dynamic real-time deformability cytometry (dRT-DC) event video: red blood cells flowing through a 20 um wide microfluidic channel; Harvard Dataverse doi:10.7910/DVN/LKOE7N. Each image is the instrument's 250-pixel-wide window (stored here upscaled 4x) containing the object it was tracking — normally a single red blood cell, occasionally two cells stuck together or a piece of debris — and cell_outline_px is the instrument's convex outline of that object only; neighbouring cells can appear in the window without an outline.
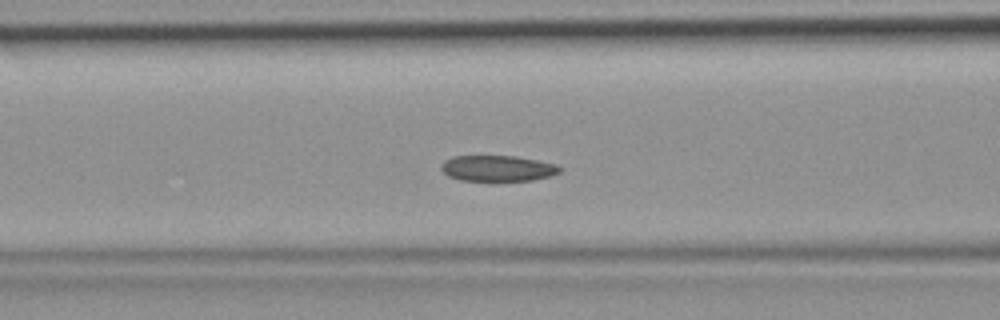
{"species": "common noctule bat (a hibernating species)", "species_latin": "Nyctalus noctula", "temperature_condition": "room temperature", "stored_images_in_passage": 44, "camera_frame_rate_fps": 3000, "um_per_image_px": 0.085, "animal": {"sex": "female", "body_mass_g": 19.9}, "frame": {"image": 1, "passage_image": 17, "time_ms": 5.333, "image_size_px": [1000, 320], "cell_outline_px": [[560, 172], [552, 176], [532, 180], [460, 180], [448, 176], [440, 168], [440, 164], [444, 160], [452, 156], [516, 156], [556, 164], [560, 168]], "centroid_in_image_um": [42.27, 14.3], "position_along_channel_um": 124.3, "area_um2": 17.8}}
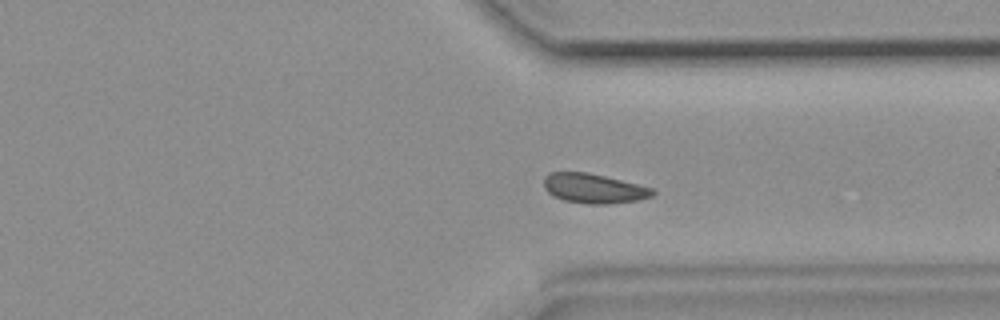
{"frame": {"image": 2, "passage_image": 33, "time_ms": 10.667, "image_size_px": [1000, 320], "cell_outline_px": [[656, 192], [652, 196], [636, 200], [608, 204], [588, 204], [564, 200], [552, 196], [544, 188], [544, 176], [552, 172], [584, 172], [604, 176], [652, 188]], "centroid_in_image_um": [50.43, 16.02], "position_along_channel_um": 361.0, "area_um2": 18.55}}
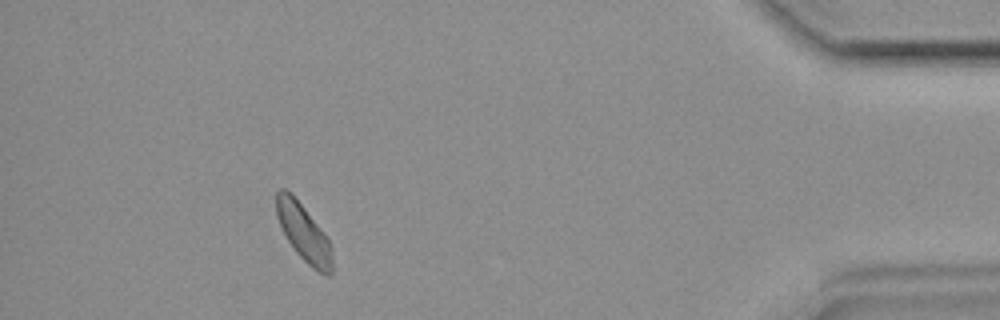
{"frame": {"image": 3, "passage_image": 40, "time_ms": 13.0, "image_size_px": [1000, 320], "cell_outline_px": [[332, 272], [328, 276], [312, 268], [296, 252], [288, 240], [276, 216], [276, 192], [280, 188], [284, 188], [292, 192], [328, 240], [332, 248]], "centroid_in_image_um": [25.79, 19.76], "position_along_channel_um": 409.4, "area_um2": 18.26}}